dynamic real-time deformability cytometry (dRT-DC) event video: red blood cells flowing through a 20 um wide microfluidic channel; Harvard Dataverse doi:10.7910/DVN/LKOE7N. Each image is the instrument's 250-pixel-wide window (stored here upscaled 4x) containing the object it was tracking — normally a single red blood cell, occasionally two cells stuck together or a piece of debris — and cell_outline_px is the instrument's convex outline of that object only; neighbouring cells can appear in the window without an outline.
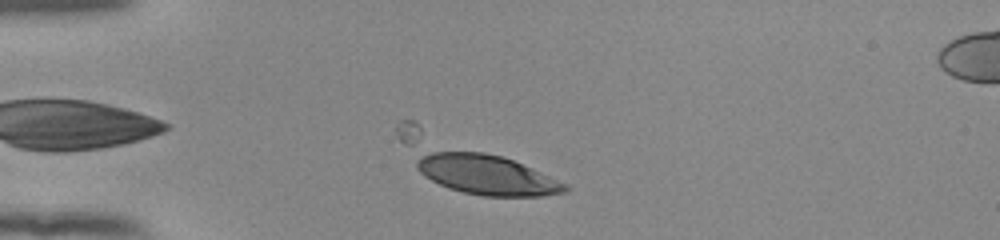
{"species": "human", "species_latin": "Homo sapiens", "temperature_condition": "room temperature", "stored_images_in_passage": 37, "camera_frame_rate_fps": 3000, "um_per_image_px": 0.085, "donor": {"sex": "female"}, "frame": {"image": 1, "passage_image": 3, "time_ms": 0.667, "image_size_px": [1000, 240], "cell_outline_px": [[560, 188], [552, 192], [520, 196], [496, 196], [468, 192], [444, 184], [428, 176], [420, 168], [420, 160], [428, 156], [444, 152], [472, 152], [496, 156], [512, 160], [520, 164]], "centroid_in_image_um": [41.2, 14.83], "position_along_channel_um": 43.8, "area_um2": 29.54}}
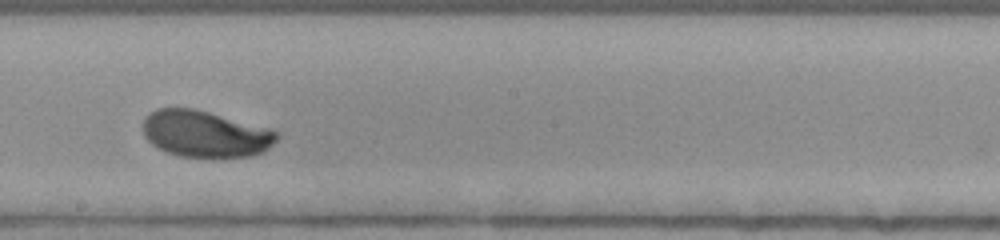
{"frame": {"image": 2, "passage_image": 20, "time_ms": 6.333, "image_size_px": [1000, 240], "cell_outline_px": [[272, 140], [260, 148], [252, 152], [224, 156], [204, 156], [180, 152], [168, 148], [160, 144], [148, 132], [148, 120], [156, 112], [196, 112], [212, 116], [272, 132]], "centroid_in_image_um": [17.46, 11.42], "position_along_channel_um": 230.7, "area_um2": 28.96}}
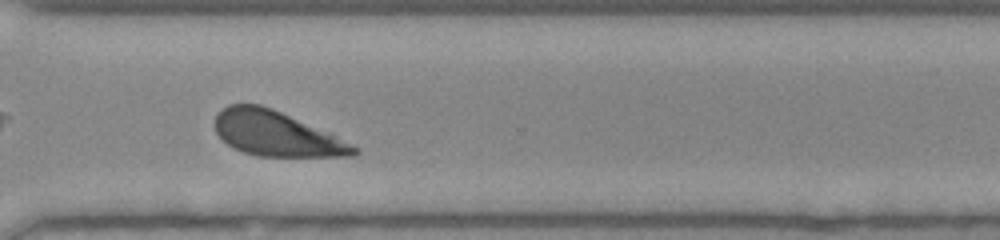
{"frame": {"image": 3, "passage_image": 29, "time_ms": 9.333, "image_size_px": [1000, 240], "cell_outline_px": [[356, 152], [300, 156], [276, 156], [252, 152], [240, 148], [232, 144], [216, 128], [216, 120], [220, 112], [236, 104], [252, 104], [276, 112], [356, 148]], "centroid_in_image_um": [23.33, 11.35], "position_along_channel_um": 347.3, "area_um2": 31.5}, "authors_computed_cell_mechanics": {"area_um2": 29.2468, "velocity_mm_per_s": 3.8684, "shape_relaxation_time_tau1_ms": 1.8398, "shape_relaxation_time_tau2_ms": null, "deformation_change_tau1": 0.1196, "deformation_change_tau2": null}}